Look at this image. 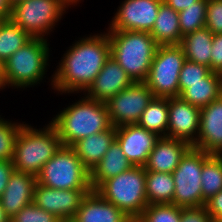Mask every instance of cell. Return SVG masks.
Listing matches in <instances>:
<instances>
[{"label":"cell","mask_w":222,"mask_h":222,"mask_svg":"<svg viewBox=\"0 0 222 222\" xmlns=\"http://www.w3.org/2000/svg\"><path fill=\"white\" fill-rule=\"evenodd\" d=\"M110 57L108 34L95 35L77 42L64 55L53 78L60 92L87 90Z\"/></svg>","instance_id":"1"},{"label":"cell","mask_w":222,"mask_h":222,"mask_svg":"<svg viewBox=\"0 0 222 222\" xmlns=\"http://www.w3.org/2000/svg\"><path fill=\"white\" fill-rule=\"evenodd\" d=\"M51 124L64 146H72L80 139L104 132L112 126L107 104L88 97L61 111Z\"/></svg>","instance_id":"2"},{"label":"cell","mask_w":222,"mask_h":222,"mask_svg":"<svg viewBox=\"0 0 222 222\" xmlns=\"http://www.w3.org/2000/svg\"><path fill=\"white\" fill-rule=\"evenodd\" d=\"M110 31V56L133 82H145L158 47L153 37L148 32Z\"/></svg>","instance_id":"3"},{"label":"cell","mask_w":222,"mask_h":222,"mask_svg":"<svg viewBox=\"0 0 222 222\" xmlns=\"http://www.w3.org/2000/svg\"><path fill=\"white\" fill-rule=\"evenodd\" d=\"M62 145L51 123L43 131L23 124L14 143L13 166L16 171L37 176Z\"/></svg>","instance_id":"4"},{"label":"cell","mask_w":222,"mask_h":222,"mask_svg":"<svg viewBox=\"0 0 222 222\" xmlns=\"http://www.w3.org/2000/svg\"><path fill=\"white\" fill-rule=\"evenodd\" d=\"M96 192L135 221L149 205L146 196V170L132 166L116 177L103 181Z\"/></svg>","instance_id":"5"},{"label":"cell","mask_w":222,"mask_h":222,"mask_svg":"<svg viewBox=\"0 0 222 222\" xmlns=\"http://www.w3.org/2000/svg\"><path fill=\"white\" fill-rule=\"evenodd\" d=\"M49 48L44 38L32 37L4 62L2 85L27 87L42 79Z\"/></svg>","instance_id":"6"},{"label":"cell","mask_w":222,"mask_h":222,"mask_svg":"<svg viewBox=\"0 0 222 222\" xmlns=\"http://www.w3.org/2000/svg\"><path fill=\"white\" fill-rule=\"evenodd\" d=\"M37 183L54 189H92L90 171L71 146L62 145L41 168Z\"/></svg>","instance_id":"7"},{"label":"cell","mask_w":222,"mask_h":222,"mask_svg":"<svg viewBox=\"0 0 222 222\" xmlns=\"http://www.w3.org/2000/svg\"><path fill=\"white\" fill-rule=\"evenodd\" d=\"M186 60L180 45L158 46L146 85L154 97H179V74Z\"/></svg>","instance_id":"8"},{"label":"cell","mask_w":222,"mask_h":222,"mask_svg":"<svg viewBox=\"0 0 222 222\" xmlns=\"http://www.w3.org/2000/svg\"><path fill=\"white\" fill-rule=\"evenodd\" d=\"M202 166L203 150L191 147L172 172L175 185L173 205L182 208L205 206L201 189Z\"/></svg>","instance_id":"9"},{"label":"cell","mask_w":222,"mask_h":222,"mask_svg":"<svg viewBox=\"0 0 222 222\" xmlns=\"http://www.w3.org/2000/svg\"><path fill=\"white\" fill-rule=\"evenodd\" d=\"M63 0H24L12 6L10 20L31 37L43 38L62 16ZM42 35V36H41Z\"/></svg>","instance_id":"10"},{"label":"cell","mask_w":222,"mask_h":222,"mask_svg":"<svg viewBox=\"0 0 222 222\" xmlns=\"http://www.w3.org/2000/svg\"><path fill=\"white\" fill-rule=\"evenodd\" d=\"M153 97L145 82H133L106 102L111 125L137 124Z\"/></svg>","instance_id":"11"},{"label":"cell","mask_w":222,"mask_h":222,"mask_svg":"<svg viewBox=\"0 0 222 222\" xmlns=\"http://www.w3.org/2000/svg\"><path fill=\"white\" fill-rule=\"evenodd\" d=\"M92 189H54L39 183L34 188L33 203L60 220H73L84 196Z\"/></svg>","instance_id":"12"},{"label":"cell","mask_w":222,"mask_h":222,"mask_svg":"<svg viewBox=\"0 0 222 222\" xmlns=\"http://www.w3.org/2000/svg\"><path fill=\"white\" fill-rule=\"evenodd\" d=\"M163 0H125L114 17L110 30L150 33Z\"/></svg>","instance_id":"13"},{"label":"cell","mask_w":222,"mask_h":222,"mask_svg":"<svg viewBox=\"0 0 222 222\" xmlns=\"http://www.w3.org/2000/svg\"><path fill=\"white\" fill-rule=\"evenodd\" d=\"M201 108L191 105L180 97L168 98L167 137L175 138L193 146L199 131Z\"/></svg>","instance_id":"14"},{"label":"cell","mask_w":222,"mask_h":222,"mask_svg":"<svg viewBox=\"0 0 222 222\" xmlns=\"http://www.w3.org/2000/svg\"><path fill=\"white\" fill-rule=\"evenodd\" d=\"M159 138L138 124H128L116 128V141L132 166L144 167Z\"/></svg>","instance_id":"15"},{"label":"cell","mask_w":222,"mask_h":222,"mask_svg":"<svg viewBox=\"0 0 222 222\" xmlns=\"http://www.w3.org/2000/svg\"><path fill=\"white\" fill-rule=\"evenodd\" d=\"M192 147L208 154L222 153V95L201 108L198 137Z\"/></svg>","instance_id":"16"},{"label":"cell","mask_w":222,"mask_h":222,"mask_svg":"<svg viewBox=\"0 0 222 222\" xmlns=\"http://www.w3.org/2000/svg\"><path fill=\"white\" fill-rule=\"evenodd\" d=\"M132 83V79L125 70L110 56L93 83L88 87L87 97L106 103Z\"/></svg>","instance_id":"17"},{"label":"cell","mask_w":222,"mask_h":222,"mask_svg":"<svg viewBox=\"0 0 222 222\" xmlns=\"http://www.w3.org/2000/svg\"><path fill=\"white\" fill-rule=\"evenodd\" d=\"M36 176L14 170L0 200L6 216L11 219L23 207L33 203Z\"/></svg>","instance_id":"18"},{"label":"cell","mask_w":222,"mask_h":222,"mask_svg":"<svg viewBox=\"0 0 222 222\" xmlns=\"http://www.w3.org/2000/svg\"><path fill=\"white\" fill-rule=\"evenodd\" d=\"M191 147L189 143L179 139L160 137L144 168L146 171L172 173Z\"/></svg>","instance_id":"19"},{"label":"cell","mask_w":222,"mask_h":222,"mask_svg":"<svg viewBox=\"0 0 222 222\" xmlns=\"http://www.w3.org/2000/svg\"><path fill=\"white\" fill-rule=\"evenodd\" d=\"M75 222H134L122 210L104 200L96 190L89 191L83 198Z\"/></svg>","instance_id":"20"},{"label":"cell","mask_w":222,"mask_h":222,"mask_svg":"<svg viewBox=\"0 0 222 222\" xmlns=\"http://www.w3.org/2000/svg\"><path fill=\"white\" fill-rule=\"evenodd\" d=\"M222 95V75L210 72L201 82L179 83V97L202 108Z\"/></svg>","instance_id":"21"},{"label":"cell","mask_w":222,"mask_h":222,"mask_svg":"<svg viewBox=\"0 0 222 222\" xmlns=\"http://www.w3.org/2000/svg\"><path fill=\"white\" fill-rule=\"evenodd\" d=\"M116 140V128L111 126L108 130L92 134L75 142L71 147L83 163L91 171L103 158L109 147Z\"/></svg>","instance_id":"22"},{"label":"cell","mask_w":222,"mask_h":222,"mask_svg":"<svg viewBox=\"0 0 222 222\" xmlns=\"http://www.w3.org/2000/svg\"><path fill=\"white\" fill-rule=\"evenodd\" d=\"M131 167L132 164L128 161L120 145L115 140L103 158L90 171L92 190H95L103 181L116 177Z\"/></svg>","instance_id":"23"},{"label":"cell","mask_w":222,"mask_h":222,"mask_svg":"<svg viewBox=\"0 0 222 222\" xmlns=\"http://www.w3.org/2000/svg\"><path fill=\"white\" fill-rule=\"evenodd\" d=\"M150 35L158 46L180 45L182 35L178 12L163 2Z\"/></svg>","instance_id":"24"},{"label":"cell","mask_w":222,"mask_h":222,"mask_svg":"<svg viewBox=\"0 0 222 222\" xmlns=\"http://www.w3.org/2000/svg\"><path fill=\"white\" fill-rule=\"evenodd\" d=\"M213 33L206 27L182 37L180 46L187 60L210 67Z\"/></svg>","instance_id":"25"},{"label":"cell","mask_w":222,"mask_h":222,"mask_svg":"<svg viewBox=\"0 0 222 222\" xmlns=\"http://www.w3.org/2000/svg\"><path fill=\"white\" fill-rule=\"evenodd\" d=\"M175 192L172 173L146 171L148 204H172Z\"/></svg>","instance_id":"26"},{"label":"cell","mask_w":222,"mask_h":222,"mask_svg":"<svg viewBox=\"0 0 222 222\" xmlns=\"http://www.w3.org/2000/svg\"><path fill=\"white\" fill-rule=\"evenodd\" d=\"M137 124L159 137H167L168 98L153 97Z\"/></svg>","instance_id":"27"},{"label":"cell","mask_w":222,"mask_h":222,"mask_svg":"<svg viewBox=\"0 0 222 222\" xmlns=\"http://www.w3.org/2000/svg\"><path fill=\"white\" fill-rule=\"evenodd\" d=\"M201 185L205 202L222 190V158L219 155L203 151Z\"/></svg>","instance_id":"28"},{"label":"cell","mask_w":222,"mask_h":222,"mask_svg":"<svg viewBox=\"0 0 222 222\" xmlns=\"http://www.w3.org/2000/svg\"><path fill=\"white\" fill-rule=\"evenodd\" d=\"M32 37L10 19L0 22V59L3 63Z\"/></svg>","instance_id":"29"},{"label":"cell","mask_w":222,"mask_h":222,"mask_svg":"<svg viewBox=\"0 0 222 222\" xmlns=\"http://www.w3.org/2000/svg\"><path fill=\"white\" fill-rule=\"evenodd\" d=\"M206 10L207 0H198L178 13L182 37L205 27Z\"/></svg>","instance_id":"30"},{"label":"cell","mask_w":222,"mask_h":222,"mask_svg":"<svg viewBox=\"0 0 222 222\" xmlns=\"http://www.w3.org/2000/svg\"><path fill=\"white\" fill-rule=\"evenodd\" d=\"M181 208L173 204H151L134 222H180Z\"/></svg>","instance_id":"31"},{"label":"cell","mask_w":222,"mask_h":222,"mask_svg":"<svg viewBox=\"0 0 222 222\" xmlns=\"http://www.w3.org/2000/svg\"><path fill=\"white\" fill-rule=\"evenodd\" d=\"M22 125L0 119V160L13 159L15 139Z\"/></svg>","instance_id":"32"},{"label":"cell","mask_w":222,"mask_h":222,"mask_svg":"<svg viewBox=\"0 0 222 222\" xmlns=\"http://www.w3.org/2000/svg\"><path fill=\"white\" fill-rule=\"evenodd\" d=\"M61 220L53 213L41 209L34 203L23 207L16 213L10 222H60Z\"/></svg>","instance_id":"33"},{"label":"cell","mask_w":222,"mask_h":222,"mask_svg":"<svg viewBox=\"0 0 222 222\" xmlns=\"http://www.w3.org/2000/svg\"><path fill=\"white\" fill-rule=\"evenodd\" d=\"M210 72V67L186 59L179 74V83L201 82Z\"/></svg>","instance_id":"34"},{"label":"cell","mask_w":222,"mask_h":222,"mask_svg":"<svg viewBox=\"0 0 222 222\" xmlns=\"http://www.w3.org/2000/svg\"><path fill=\"white\" fill-rule=\"evenodd\" d=\"M205 27L213 34L222 33V0H207Z\"/></svg>","instance_id":"35"},{"label":"cell","mask_w":222,"mask_h":222,"mask_svg":"<svg viewBox=\"0 0 222 222\" xmlns=\"http://www.w3.org/2000/svg\"><path fill=\"white\" fill-rule=\"evenodd\" d=\"M180 222H213L205 206L181 208Z\"/></svg>","instance_id":"36"},{"label":"cell","mask_w":222,"mask_h":222,"mask_svg":"<svg viewBox=\"0 0 222 222\" xmlns=\"http://www.w3.org/2000/svg\"><path fill=\"white\" fill-rule=\"evenodd\" d=\"M211 71L222 73V33L214 34L212 38Z\"/></svg>","instance_id":"37"},{"label":"cell","mask_w":222,"mask_h":222,"mask_svg":"<svg viewBox=\"0 0 222 222\" xmlns=\"http://www.w3.org/2000/svg\"><path fill=\"white\" fill-rule=\"evenodd\" d=\"M205 208L212 220L222 219V190L206 201Z\"/></svg>","instance_id":"38"},{"label":"cell","mask_w":222,"mask_h":222,"mask_svg":"<svg viewBox=\"0 0 222 222\" xmlns=\"http://www.w3.org/2000/svg\"><path fill=\"white\" fill-rule=\"evenodd\" d=\"M12 160H0V198L9 182L11 174L14 172Z\"/></svg>","instance_id":"39"},{"label":"cell","mask_w":222,"mask_h":222,"mask_svg":"<svg viewBox=\"0 0 222 222\" xmlns=\"http://www.w3.org/2000/svg\"><path fill=\"white\" fill-rule=\"evenodd\" d=\"M197 1L198 0H163L166 5L172 7L178 13Z\"/></svg>","instance_id":"40"},{"label":"cell","mask_w":222,"mask_h":222,"mask_svg":"<svg viewBox=\"0 0 222 222\" xmlns=\"http://www.w3.org/2000/svg\"><path fill=\"white\" fill-rule=\"evenodd\" d=\"M12 13V5L9 0H0V20H9Z\"/></svg>","instance_id":"41"},{"label":"cell","mask_w":222,"mask_h":222,"mask_svg":"<svg viewBox=\"0 0 222 222\" xmlns=\"http://www.w3.org/2000/svg\"><path fill=\"white\" fill-rule=\"evenodd\" d=\"M0 222H10V219L6 216L3 210L1 200H0Z\"/></svg>","instance_id":"42"},{"label":"cell","mask_w":222,"mask_h":222,"mask_svg":"<svg viewBox=\"0 0 222 222\" xmlns=\"http://www.w3.org/2000/svg\"><path fill=\"white\" fill-rule=\"evenodd\" d=\"M3 71H4V63L3 61L0 59V81L2 82L3 79Z\"/></svg>","instance_id":"43"},{"label":"cell","mask_w":222,"mask_h":222,"mask_svg":"<svg viewBox=\"0 0 222 222\" xmlns=\"http://www.w3.org/2000/svg\"><path fill=\"white\" fill-rule=\"evenodd\" d=\"M20 1H24V0H9L10 4L12 6H14L16 3L20 2Z\"/></svg>","instance_id":"44"},{"label":"cell","mask_w":222,"mask_h":222,"mask_svg":"<svg viewBox=\"0 0 222 222\" xmlns=\"http://www.w3.org/2000/svg\"><path fill=\"white\" fill-rule=\"evenodd\" d=\"M63 1L66 2L69 6L70 3H72V4L75 2L77 3L78 0H63Z\"/></svg>","instance_id":"45"},{"label":"cell","mask_w":222,"mask_h":222,"mask_svg":"<svg viewBox=\"0 0 222 222\" xmlns=\"http://www.w3.org/2000/svg\"><path fill=\"white\" fill-rule=\"evenodd\" d=\"M60 222H75L74 220H61Z\"/></svg>","instance_id":"46"},{"label":"cell","mask_w":222,"mask_h":222,"mask_svg":"<svg viewBox=\"0 0 222 222\" xmlns=\"http://www.w3.org/2000/svg\"><path fill=\"white\" fill-rule=\"evenodd\" d=\"M213 222H222V219L213 220Z\"/></svg>","instance_id":"47"}]
</instances>
